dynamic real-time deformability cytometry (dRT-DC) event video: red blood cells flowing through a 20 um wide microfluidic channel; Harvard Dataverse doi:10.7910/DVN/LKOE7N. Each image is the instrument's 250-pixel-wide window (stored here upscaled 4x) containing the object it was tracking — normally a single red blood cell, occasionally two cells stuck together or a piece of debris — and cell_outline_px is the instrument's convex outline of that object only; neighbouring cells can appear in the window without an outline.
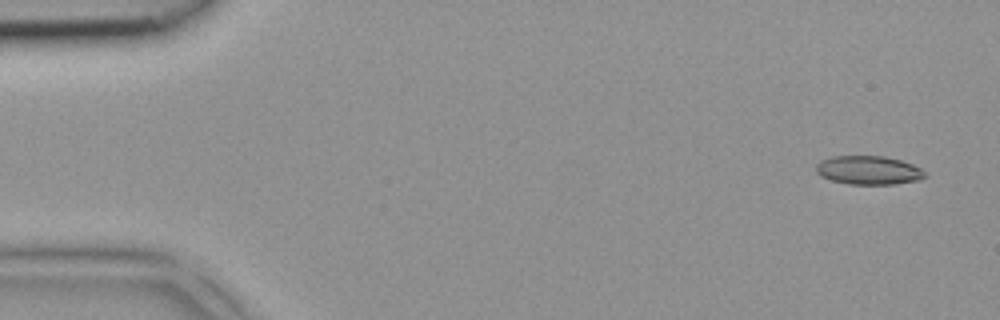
{"species": "common noctule bat (a hibernating species)", "species_latin": "Nyctalus noctula", "temperature_condition": "room temperature", "stored_images_in_passage": 5, "segment_of_instrument_passage": [1, 2], "camera_frame_rate_fps": 3000, "um_per_image_px": 0.085, "animal": {"sex": "female", "body_mass_g": 18.4}, "frame": {"image": 1, "passage_image": 1, "time_ms": 0.0, "image_size_px": [1000, 320], "cell_outline_px": [[924, 176], [920, 180], [896, 184], [848, 184], [832, 180], [820, 176], [816, 172], [816, 164], [820, 160], [832, 156], [884, 156], [900, 160], [912, 164], [920, 168], [924, 172]], "centroid_in_image_um": [73.79, 14.46], "position_along_channel_um": 11.2, "area_um2": 18.21}}
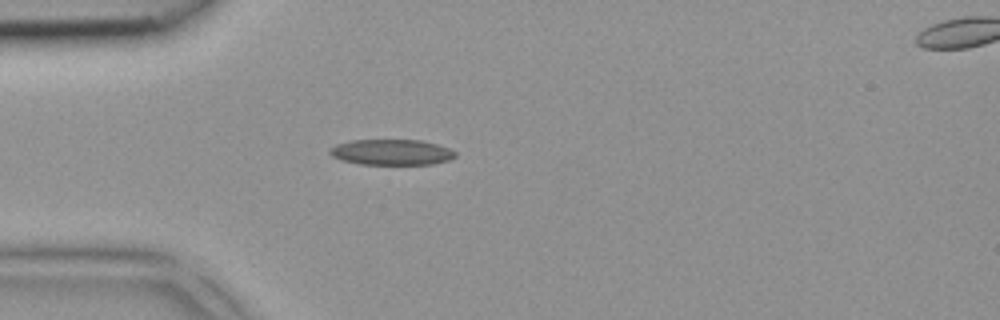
{"frame": {"image": 2, "passage_image": 4, "time_ms": 1.0, "image_size_px": [1000, 320], "cell_outline_px": [[456, 156], [448, 160], [432, 164], [360, 164], [344, 160], [332, 156], [328, 152], [328, 148], [336, 144], [352, 140], [420, 140], [436, 144], [448, 148], [456, 152]], "centroid_in_image_um": [33.26, 12.93], "position_along_channel_um": 51.7, "area_um2": 18.67}}